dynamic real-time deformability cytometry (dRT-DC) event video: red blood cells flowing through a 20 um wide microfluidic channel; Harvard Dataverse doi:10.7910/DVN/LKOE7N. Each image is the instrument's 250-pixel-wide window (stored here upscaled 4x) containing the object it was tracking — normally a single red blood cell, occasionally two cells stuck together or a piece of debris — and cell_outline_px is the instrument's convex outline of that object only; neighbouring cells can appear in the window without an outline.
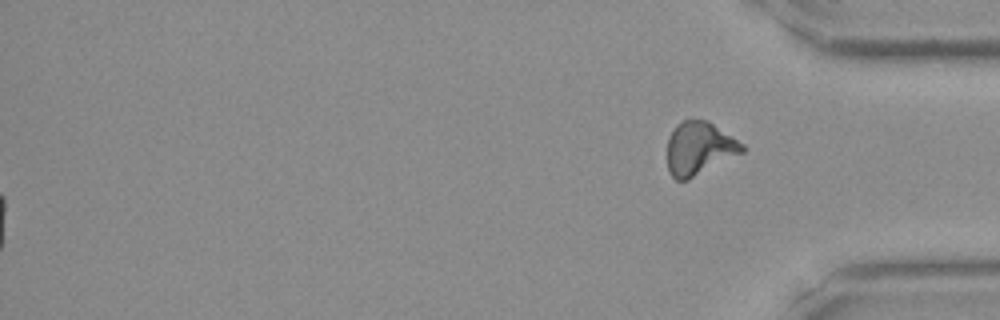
{"species": "Egyptian fruit bat (a non-hibernating species)", "species_latin": "Rousettus aegyptiacus", "temperature_condition": "room temperature", "stored_images_in_passage": 44, "segment_of_instrument_passage": [2, 2], "camera_frame_rate_fps": 3000, "um_per_image_px": 0.085, "frame": {"image": 1, "passage_image": 44, "time_ms": 14.333, "image_size_px": [1000, 320], "cell_outline_px": [[744, 152], [688, 180], [676, 180], [668, 172], [668, 136], [676, 124], [684, 120], [708, 120], [744, 144]], "centroid_in_image_um": [59.43, 12.61], "position_along_channel_um": 375.8, "area_um2": 23.24}}